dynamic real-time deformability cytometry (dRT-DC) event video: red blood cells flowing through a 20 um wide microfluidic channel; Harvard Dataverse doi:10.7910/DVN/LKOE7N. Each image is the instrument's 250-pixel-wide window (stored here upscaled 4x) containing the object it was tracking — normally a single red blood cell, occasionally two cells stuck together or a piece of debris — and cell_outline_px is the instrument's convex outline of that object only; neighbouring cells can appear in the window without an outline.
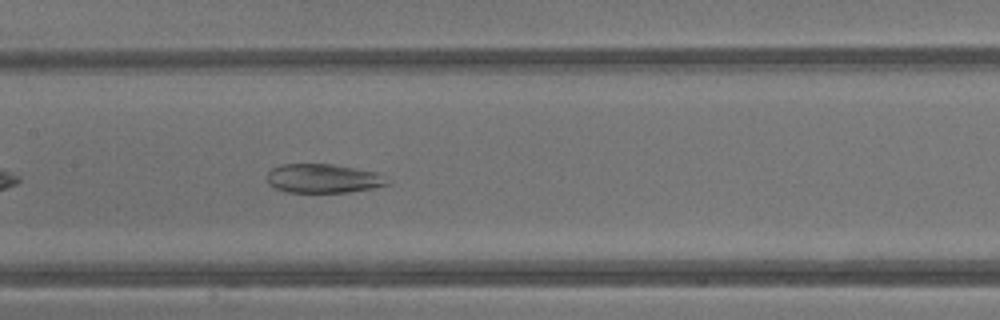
{"species": "common noctule bat (a hibernating species)", "species_latin": "Nyctalus noctula", "temperature_condition": "warm", "stored_images_in_passage": 31, "camera_frame_rate_fps": 3000, "um_per_image_px": 0.085, "animal": {"sex": "male", "body_mass_g": 13.3}, "frame": {"image": 1, "passage_image": 10, "time_ms": 3.0, "image_size_px": [1000, 320], "cell_outline_px": [[388, 184], [372, 188], [348, 192], [288, 192], [276, 188], [268, 184], [268, 172], [272, 168], [280, 164], [332, 164], [356, 168], [376, 172]], "centroid_in_image_um": [27.4, 15.16], "position_along_channel_um": 180.0, "area_um2": 20.0}}